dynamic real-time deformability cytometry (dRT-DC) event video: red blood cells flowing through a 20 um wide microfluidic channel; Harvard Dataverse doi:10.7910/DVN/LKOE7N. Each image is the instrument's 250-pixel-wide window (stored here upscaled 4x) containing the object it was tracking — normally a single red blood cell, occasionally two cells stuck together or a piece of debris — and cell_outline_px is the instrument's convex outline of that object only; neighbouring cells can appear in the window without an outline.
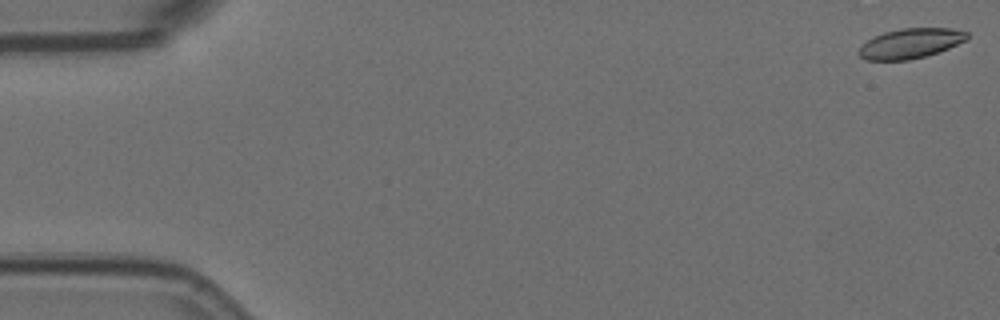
{"species": "Egyptian fruit bat (a non-hibernating species)", "species_latin": "Rousettus aegyptiacus", "temperature_condition": "room temperature", "stored_images_in_passage": 9, "camera_frame_rate_fps": 3000, "um_per_image_px": 0.085, "animal": {"sex": "female"}, "frame": {"image": 1, "passage_image": 1, "time_ms": 0.0, "image_size_px": [1000, 320], "cell_outline_px": [[968, 40], [948, 48], [924, 56], [908, 60], [864, 60], [856, 52], [868, 40], [884, 32], [900, 28], [952, 28], [968, 32]], "centroid_in_image_um": [77.4, 3.68], "position_along_channel_um": 7.6, "area_um2": 18.79}}
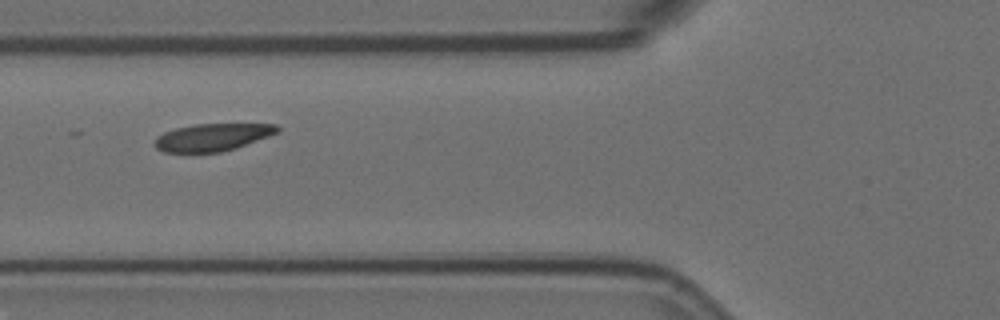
{"frame": {"image": 2, "passage_image": 7, "time_ms": 2.0, "image_size_px": [1000, 320], "cell_outline_px": [[280, 132], [236, 148], [220, 152], [164, 152], [156, 148], [156, 136], [164, 132], [176, 128], [196, 124], [276, 124], [280, 128]], "centroid_in_image_um": [18.09, 11.66], "position_along_channel_um": 107.7, "area_um2": 19.48}}
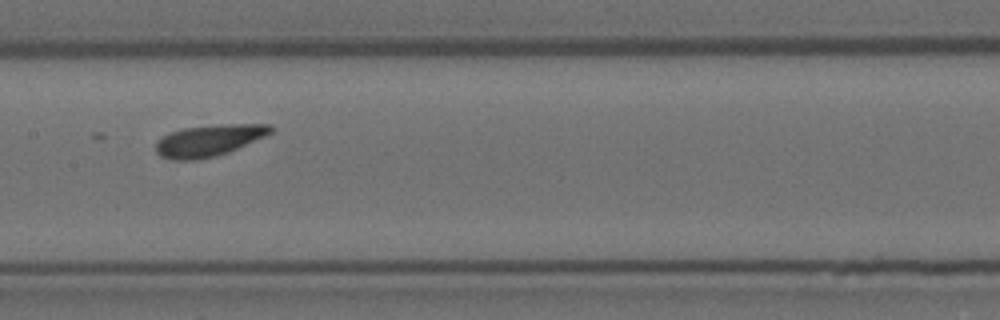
{"frame": {"image": 3, "passage_image": 9, "time_ms": 2.667, "image_size_px": [1000, 320], "cell_outline_px": [[276, 128], [272, 132], [264, 136], [228, 152], [216, 156], [196, 160], [176, 160], [160, 156], [156, 152], [156, 144], [164, 136], [172, 132], [184, 128], [216, 124], [272, 124]], "centroid_in_image_um": [17.79, 11.93], "position_along_channel_um": 189.6, "area_um2": 20.92}}